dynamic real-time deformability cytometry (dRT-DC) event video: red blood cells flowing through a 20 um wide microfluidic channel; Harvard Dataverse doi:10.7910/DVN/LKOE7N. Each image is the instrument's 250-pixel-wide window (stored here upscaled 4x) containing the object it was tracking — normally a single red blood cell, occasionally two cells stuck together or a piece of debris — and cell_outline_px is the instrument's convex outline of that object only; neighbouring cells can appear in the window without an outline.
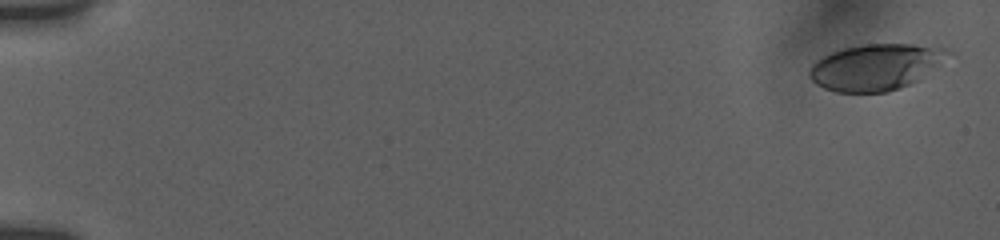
{"species": "human", "species_latin": "Homo sapiens", "temperature_condition": "room temperature", "stored_images_in_passage": 8, "camera_frame_rate_fps": 3000, "um_per_image_px": 0.085, "donor": {"sex": "female"}, "frame": {"image": 1, "passage_image": 1, "time_ms": 0.0, "image_size_px": [1000, 240], "cell_outline_px": [[956, 52], [916, 80], [900, 88], [888, 92], [836, 92], [824, 88], [816, 84], [808, 76], [808, 72], [812, 64], [816, 60], [832, 52], [844, 48], [864, 44], [912, 44], [948, 48]], "centroid_in_image_um": [74.44, 5.68], "position_along_channel_um": 10.6, "area_um2": 37.22}}
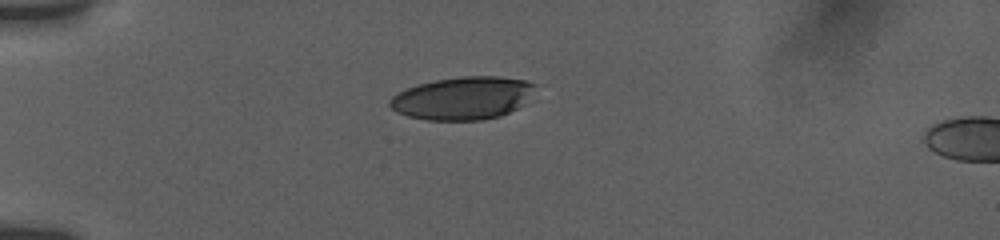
{"frame": {"image": 2, "passage_image": 6, "time_ms": 4.667, "image_size_px": [1000, 240], "cell_outline_px": [[536, 84], [524, 104], [500, 116], [480, 120], [428, 120], [408, 116], [396, 112], [388, 104], [388, 100], [396, 92], [420, 84], [436, 80], [460, 76], [500, 76], [524, 80]], "centroid_in_image_um": [39.3, 8.34], "position_along_channel_um": 45.7, "area_um2": 36.13}}